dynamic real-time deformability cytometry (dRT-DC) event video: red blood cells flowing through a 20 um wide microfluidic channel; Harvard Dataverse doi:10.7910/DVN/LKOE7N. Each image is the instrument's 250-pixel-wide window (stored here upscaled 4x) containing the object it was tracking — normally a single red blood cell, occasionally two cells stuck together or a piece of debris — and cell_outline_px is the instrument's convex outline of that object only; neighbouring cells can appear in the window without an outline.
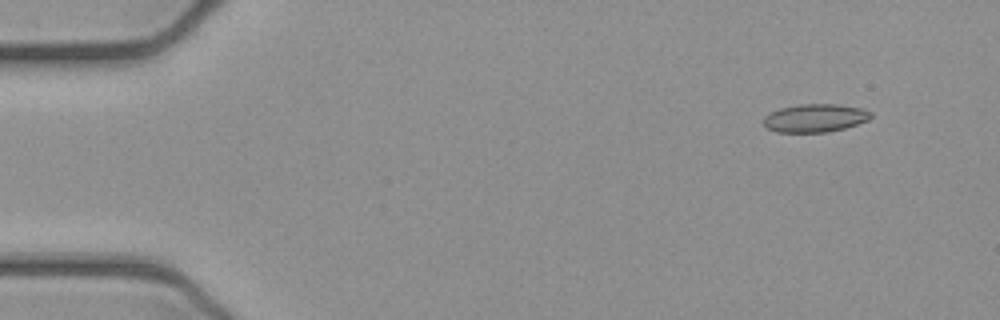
{"species": "common noctule bat (a hibernating species)", "species_latin": "Nyctalus noctula", "temperature_condition": "cold", "stored_images_in_passage": 49, "camera_frame_rate_fps": 3000, "um_per_image_px": 0.085, "animal": {"sex": "female", "body_mass_g": 21.9}, "frame": {"image": 1, "passage_image": 1, "time_ms": 0.0, "image_size_px": [1000, 320], "cell_outline_px": [[872, 116], [868, 120], [844, 128], [828, 132], [776, 132], [768, 128], [764, 124], [764, 116], [780, 108], [800, 104], [836, 104], [860, 108], [872, 112]], "centroid_in_image_um": [69.28, 10.03], "position_along_channel_um": 15.7, "area_um2": 17.46}}
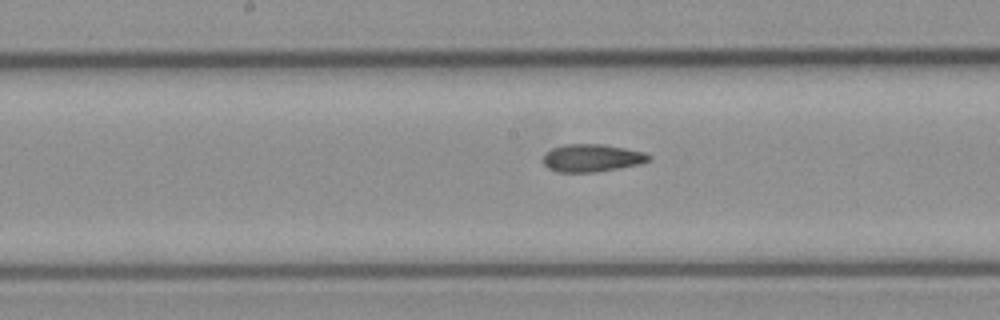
{"frame": {"image": 2, "passage_image": 23, "time_ms": 7.333, "image_size_px": [1000, 320], "cell_outline_px": [[652, 160], [640, 164], [596, 172], [556, 172], [548, 168], [544, 164], [544, 156], [552, 148], [564, 144], [604, 144], [644, 152], [652, 156]], "centroid_in_image_um": [50.34, 13.43], "position_along_channel_um": 197.9, "area_um2": 17.05}}
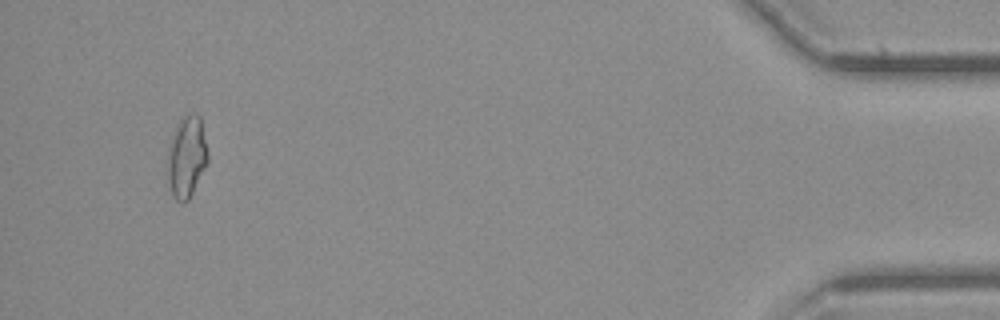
{"frame": {"image": 3, "passage_image": 46, "time_ms": 15.0, "image_size_px": [1000, 320], "cell_outline_px": [[208, 160], [188, 200], [184, 204], [176, 200], [172, 196], [164, 172], [168, 148], [176, 124], [188, 112], [196, 112], [200, 116], [208, 152]], "centroid_in_image_um": [15.81, 13.33], "position_along_channel_um": 419.4, "area_um2": 19.65}, "authors_computed_cell_mechanics": {"area_um2": 17.2822, "velocity_mm_per_s": 3.907, "shape_relaxation_time_tau1_ms": null, "shape_relaxation_time_tau2_ms": 2.5677, "deformation_change_tau1": null, "deformation_change_tau2": 0.086}}